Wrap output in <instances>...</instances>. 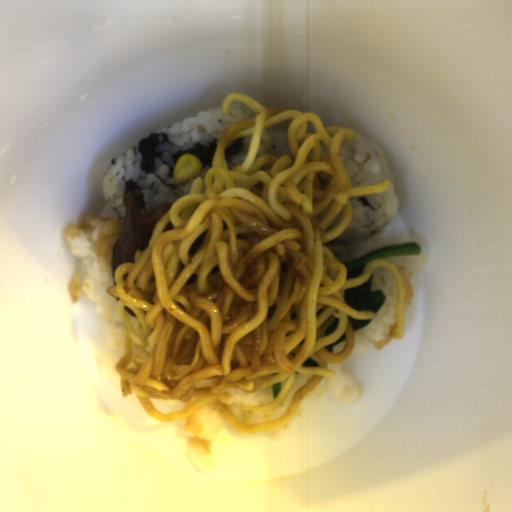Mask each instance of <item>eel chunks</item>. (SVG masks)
<instances>
[{"label": "eel chunks", "mask_w": 512, "mask_h": 512, "mask_svg": "<svg viewBox=\"0 0 512 512\" xmlns=\"http://www.w3.org/2000/svg\"><path fill=\"white\" fill-rule=\"evenodd\" d=\"M125 217L122 231L112 248L111 269L115 278L123 263H134L138 250H146L156 224L172 207L163 202L150 210L145 209L144 196L133 180H128L124 193Z\"/></svg>", "instance_id": "4dd315ae"}]
</instances>
